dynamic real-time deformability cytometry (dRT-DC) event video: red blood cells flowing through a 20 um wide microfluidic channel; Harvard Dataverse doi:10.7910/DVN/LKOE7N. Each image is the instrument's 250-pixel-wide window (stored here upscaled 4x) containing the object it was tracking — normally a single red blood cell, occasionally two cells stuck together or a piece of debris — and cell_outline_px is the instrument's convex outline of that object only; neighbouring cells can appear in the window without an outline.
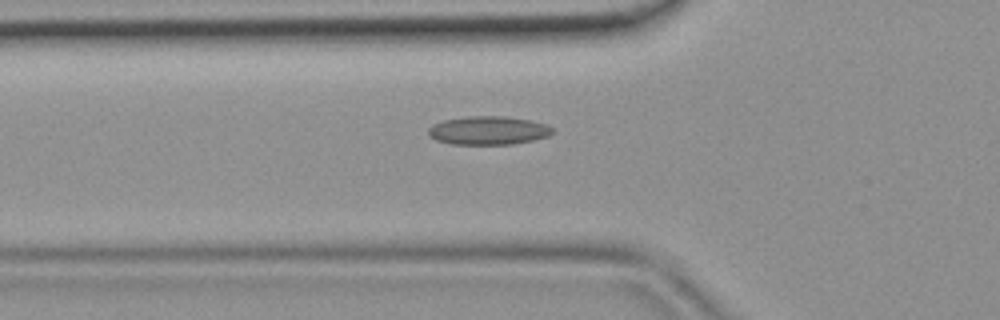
{"species": "common noctule bat (a hibernating species)", "species_latin": "Nyctalus noctula", "temperature_condition": "room temperature", "stored_images_in_passage": 45, "camera_frame_rate_fps": 3000, "um_per_image_px": 0.085, "animal": {"sex": "female", "body_mass_g": 19.9}, "frame": {"image": 1, "passage_image": 16, "time_ms": 5.0, "image_size_px": [1000, 320], "cell_outline_px": [[552, 132], [548, 136], [532, 140], [512, 144], [452, 144], [436, 140], [428, 136], [428, 128], [432, 124], [444, 120], [468, 116], [504, 116], [528, 120], [548, 124], [552, 128]], "centroid_in_image_um": [41.47, 11.09], "position_along_channel_um": 84.3, "area_um2": 20.58}}
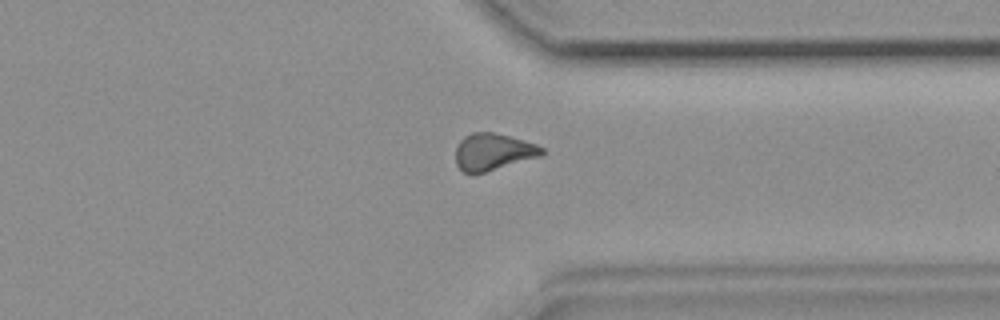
{"frame": {"image": 2, "passage_image": 35, "time_ms": 11.333, "image_size_px": [1000, 320], "cell_outline_px": [[544, 152], [540, 156], [484, 172], [464, 172], [456, 164], [456, 144], [464, 136], [472, 132], [492, 132], [524, 140], [536, 144], [544, 148]], "centroid_in_image_um": [41.9, 12.88], "position_along_channel_um": 369.5, "area_um2": 18.26}}
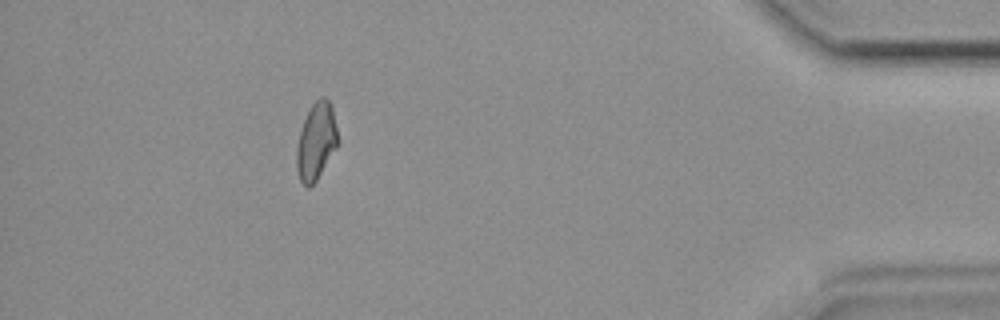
{"frame": {"image": 3, "passage_image": 41, "time_ms": 13.333, "image_size_px": [1000, 320], "cell_outline_px": [[336, 148], [316, 180], [308, 188], [300, 180], [296, 168], [296, 148], [300, 132], [304, 120], [312, 104], [320, 96], [324, 96], [332, 104], [336, 128]], "centroid_in_image_um": [26.85, 12.0], "position_along_channel_um": 408.3, "area_um2": 18.15}}